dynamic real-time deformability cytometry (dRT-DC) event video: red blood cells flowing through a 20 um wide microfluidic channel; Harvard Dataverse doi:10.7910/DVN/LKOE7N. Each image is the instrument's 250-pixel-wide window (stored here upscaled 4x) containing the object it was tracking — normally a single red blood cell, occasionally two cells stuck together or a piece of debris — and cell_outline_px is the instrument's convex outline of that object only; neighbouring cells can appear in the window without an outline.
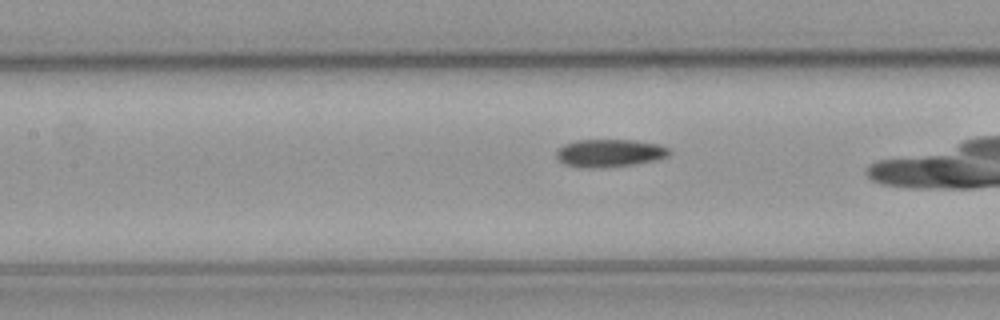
{"species": "common noctule bat (a hibernating species)", "species_latin": "Nyctalus noctula", "temperature_condition": "cold", "stored_images_in_passage": 23, "camera_frame_rate_fps": 3000, "um_per_image_px": 0.085, "animal": {"sex": "male", "body_mass_g": 23.1, "forearm_length_mm": 52.7}, "frame": {"image": 1, "passage_image": 14, "time_ms": 4.333, "image_size_px": [1000, 320], "cell_outline_px": [[672, 152], [668, 156], [656, 160], [632, 164], [604, 168], [588, 168], [564, 164], [556, 156], [556, 148], [564, 144], [576, 140], [632, 140], [660, 144], [668, 148]], "centroid_in_image_um": [51.81, 13.0], "position_along_channel_um": 155.6, "area_um2": 18.38}}